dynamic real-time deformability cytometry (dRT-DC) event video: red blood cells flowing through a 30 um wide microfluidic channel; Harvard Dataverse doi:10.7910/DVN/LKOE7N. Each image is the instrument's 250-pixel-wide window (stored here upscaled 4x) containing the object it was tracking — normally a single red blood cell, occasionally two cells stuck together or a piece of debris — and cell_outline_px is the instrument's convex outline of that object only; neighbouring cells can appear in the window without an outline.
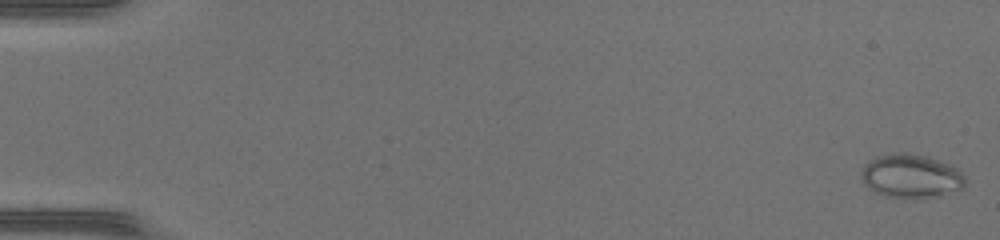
{"species": "common noctule bat (a hibernating species)", "species_latin": "Nyctalus noctula", "temperature_condition": "warm", "stored_images_in_passage": 49, "camera_frame_rate_fps": 3000, "um_per_image_px": 0.085, "animal": {"sex": "female", "body_mass_g": 17.0, "forearm_length_mm": 48.0}, "frame": {"image": 1, "passage_image": 1, "time_ms": 0.0, "image_size_px": [1000, 240], "cell_outline_px": [[964, 188], [924, 196], [884, 196], [872, 192], [864, 184], [860, 176], [860, 172], [864, 164], [868, 160], [876, 156], [892, 152], [908, 152], [928, 156], [948, 164], [956, 168], [964, 176]], "centroid_in_image_um": [77.32, 14.9], "position_along_channel_um": 7.7, "area_um2": 26.07}}
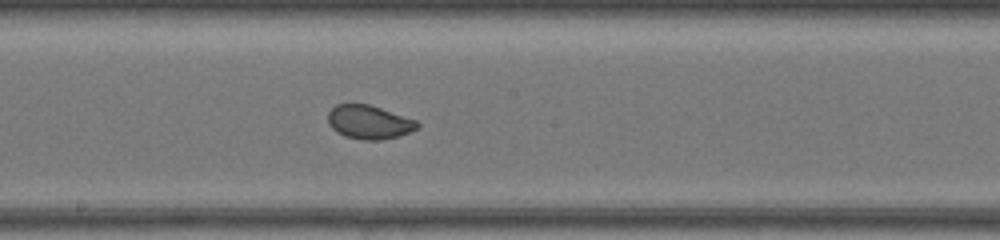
{"frame": {"image": 2, "passage_image": 28, "time_ms": 9.0, "image_size_px": [1000, 240], "cell_outline_px": [[420, 128], [400, 136], [380, 140], [364, 140], [344, 136], [336, 132], [328, 124], [328, 112], [336, 104], [368, 104], [416, 120], [420, 124]], "centroid_in_image_um": [31.38, 10.39], "position_along_channel_um": 216.8, "area_um2": 17.63}}
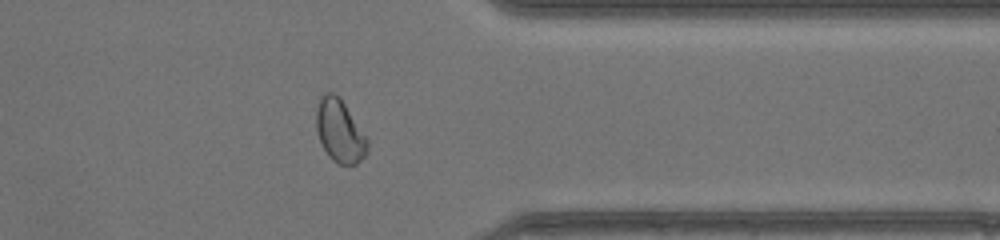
{"frame": {"image": 3, "passage_image": 40, "time_ms": 13.0, "image_size_px": [1000, 240], "cell_outline_px": [[368, 152], [356, 164], [340, 164], [332, 160], [328, 156], [320, 140], [316, 128], [316, 108], [320, 96], [324, 92], [336, 92], [340, 96], [368, 136]], "centroid_in_image_um": [28.9, 11.08], "position_along_channel_um": 382.5, "area_um2": 19.19}, "authors_computed_cell_mechanics": {"area_um2": 20.2878, "velocity_mm_per_s": 4.3202, "shape_relaxation_time_tau1_ms": 6.5142, "shape_relaxation_time_tau2_ms": null, "deformation_change_tau1": 0.1675, "deformation_change_tau2": null}}